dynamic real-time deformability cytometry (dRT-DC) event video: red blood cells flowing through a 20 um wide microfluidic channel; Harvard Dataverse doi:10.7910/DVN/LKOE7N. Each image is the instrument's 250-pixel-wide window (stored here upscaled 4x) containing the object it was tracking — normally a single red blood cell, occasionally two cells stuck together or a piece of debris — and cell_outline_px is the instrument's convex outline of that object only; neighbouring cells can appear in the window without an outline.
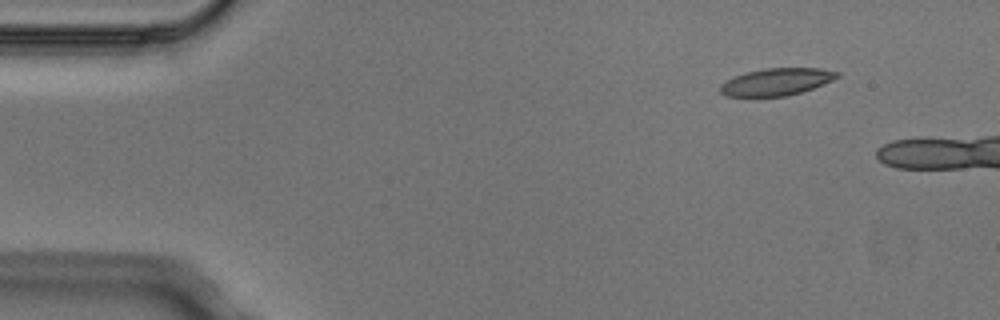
{"species": "Egyptian fruit bat (a non-hibernating species)", "species_latin": "Rousettus aegyptiacus", "temperature_condition": "cold", "stored_images_in_passage": 4, "camera_frame_rate_fps": 3000, "um_per_image_px": 0.085, "animal": {"sex": "male"}, "frame": {"image": 1, "passage_image": 2, "time_ms": 0.333, "image_size_px": [1000, 320], "cell_outline_px": [[840, 76], [832, 80], [812, 88], [800, 92], [784, 96], [724, 96], [720, 92], [720, 84], [736, 76], [748, 72], [764, 68], [820, 68], [840, 72]], "centroid_in_image_um": [66.01, 6.95], "position_along_channel_um": 19.0, "area_um2": 18.26}}